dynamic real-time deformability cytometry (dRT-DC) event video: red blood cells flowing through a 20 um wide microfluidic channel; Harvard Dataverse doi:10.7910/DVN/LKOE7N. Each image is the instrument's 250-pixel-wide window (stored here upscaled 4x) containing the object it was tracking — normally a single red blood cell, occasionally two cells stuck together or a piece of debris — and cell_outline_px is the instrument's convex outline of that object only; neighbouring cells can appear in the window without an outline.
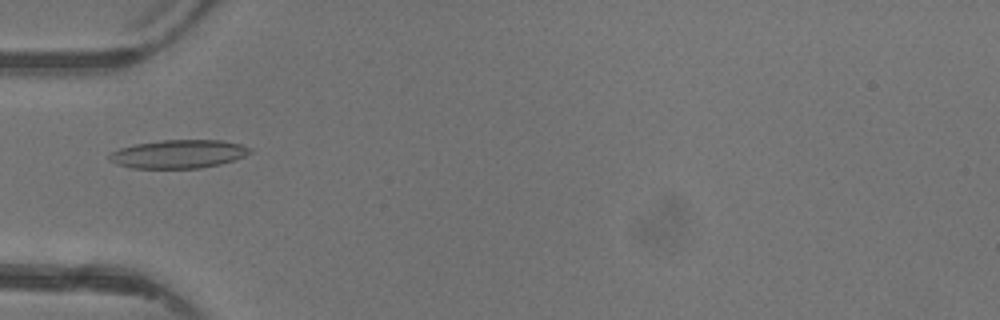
{"species": "common noctule bat (a hibernating species)", "species_latin": "Nyctalus noctula", "temperature_condition": "warm", "stored_images_in_passage": 3, "camera_frame_rate_fps": 3000, "um_per_image_px": 0.085, "animal": {"sex": "female"}, "frame": {"image": 1, "passage_image": 3, "time_ms": 2.333, "image_size_px": [1000, 320], "cell_outline_px": [[252, 152], [244, 156], [220, 164], [200, 168], [132, 168], [116, 164], [108, 160], [108, 156], [112, 152], [120, 148], [136, 144], [160, 140], [220, 140], [240, 144], [252, 148]], "centroid_in_image_um": [15.16, 13.09], "position_along_channel_um": 69.8, "area_um2": 23.24}}